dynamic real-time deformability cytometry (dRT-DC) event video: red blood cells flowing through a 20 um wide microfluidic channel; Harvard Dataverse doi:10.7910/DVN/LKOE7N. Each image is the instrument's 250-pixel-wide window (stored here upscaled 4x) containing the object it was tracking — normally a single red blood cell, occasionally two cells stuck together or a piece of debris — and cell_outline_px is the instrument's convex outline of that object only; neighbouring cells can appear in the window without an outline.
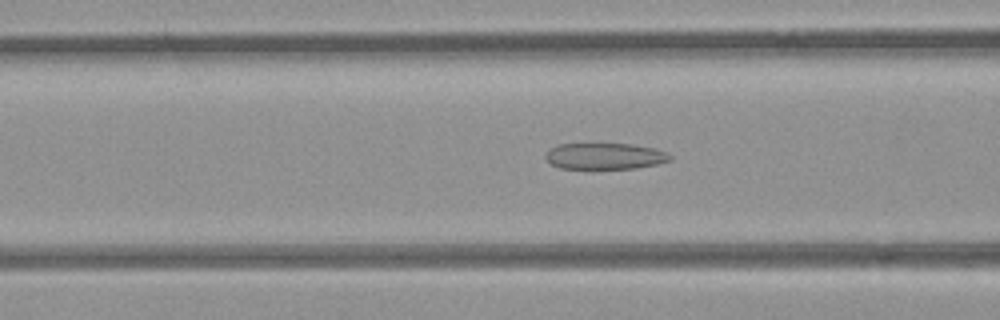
{"species": "common noctule bat (a hibernating species)", "species_latin": "Nyctalus noctula", "temperature_condition": "room temperature", "stored_images_in_passage": 53, "camera_frame_rate_fps": 3000, "um_per_image_px": 0.085, "animal": {"sex": "female", "body_mass_g": 21.9}, "frame": {"image": 1, "passage_image": 21, "time_ms": 6.667, "image_size_px": [1000, 320], "cell_outline_px": [[672, 160], [656, 164], [636, 168], [592, 172], [560, 168], [552, 164], [544, 156], [556, 144], [632, 144], [656, 148], [668, 152], [672, 156]], "centroid_in_image_um": [51.43, 13.32], "position_along_channel_um": 115.2, "area_um2": 20.06}}
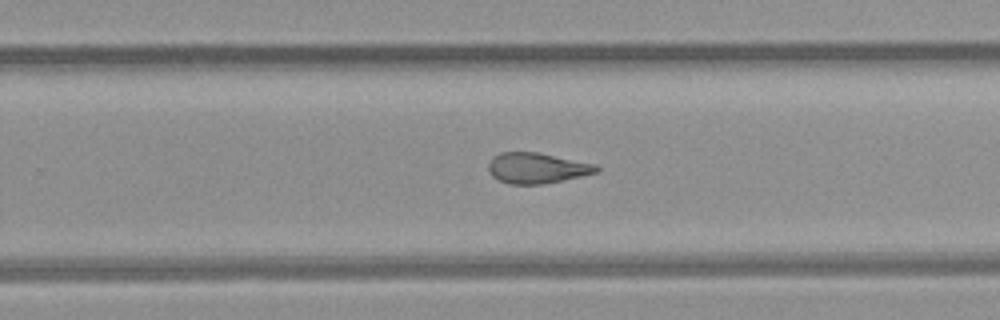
{"frame": {"image": 2, "passage_image": 34, "time_ms": 11.0, "image_size_px": [1000, 320], "cell_outline_px": [[600, 172], [544, 184], [508, 184], [492, 176], [488, 168], [488, 164], [492, 156], [500, 152], [536, 152], [596, 164], [600, 168]], "centroid_in_image_um": [45.64, 14.28], "position_along_channel_um": 284.2, "area_um2": 19.31}}
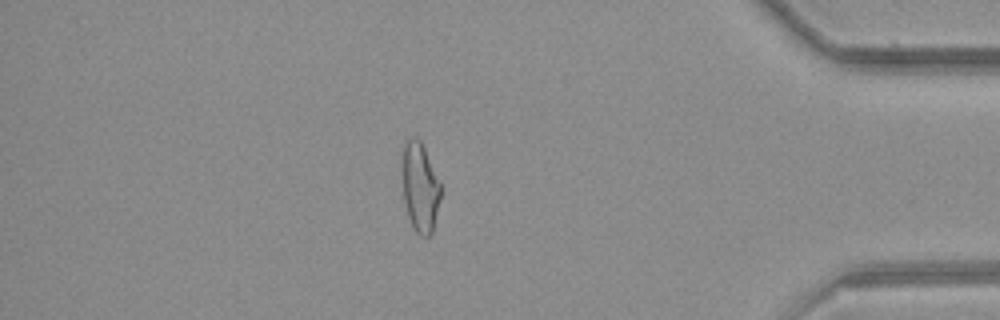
{"frame": {"image": 3, "passage_image": 46, "time_ms": 15.0, "image_size_px": [1000, 320], "cell_outline_px": [[440, 200], [432, 232], [428, 236], [420, 236], [416, 232], [408, 216], [404, 200], [400, 156], [400, 152], [408, 136], [416, 136], [420, 140], [424, 148], [440, 184]], "centroid_in_image_um": [35.65, 15.84], "position_along_channel_um": 399.5, "area_um2": 20.23}, "authors_computed_cell_mechanics": {"area_um2": 21.2704, "velocity_mm_per_s": 3.8904, "shape_relaxation_time_tau1_ms": null, "shape_relaxation_time_tau2_ms": 2.4893, "deformation_change_tau1": null, "deformation_change_tau2": 0.1202}}